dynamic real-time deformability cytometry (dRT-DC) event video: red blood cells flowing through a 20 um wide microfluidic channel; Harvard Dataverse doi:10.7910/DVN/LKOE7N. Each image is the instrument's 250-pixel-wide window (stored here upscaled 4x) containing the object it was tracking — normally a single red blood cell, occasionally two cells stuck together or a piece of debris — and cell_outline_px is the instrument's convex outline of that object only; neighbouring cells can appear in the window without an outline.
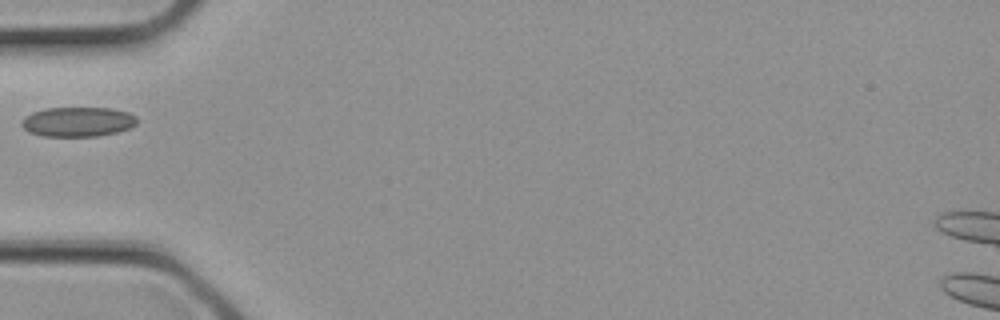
{"species": "common noctule bat (a hibernating species)", "species_latin": "Nyctalus noctula", "temperature_condition": "cold", "stored_images_in_passage": 2, "camera_frame_rate_fps": 3000, "um_per_image_px": 0.085, "animal": {"sex": "female", "body_mass_g": 21.9}, "frame": {"image": 1, "passage_image": 2, "time_ms": 0.333, "image_size_px": [1000, 320], "cell_outline_px": [[136, 124], [128, 128], [116, 132], [96, 136], [44, 136], [28, 132], [20, 124], [20, 120], [24, 116], [32, 112], [44, 108], [112, 108], [128, 112], [136, 116]], "centroid_in_image_um": [6.56, 10.34], "position_along_channel_um": 78.4, "area_um2": 20.0}}